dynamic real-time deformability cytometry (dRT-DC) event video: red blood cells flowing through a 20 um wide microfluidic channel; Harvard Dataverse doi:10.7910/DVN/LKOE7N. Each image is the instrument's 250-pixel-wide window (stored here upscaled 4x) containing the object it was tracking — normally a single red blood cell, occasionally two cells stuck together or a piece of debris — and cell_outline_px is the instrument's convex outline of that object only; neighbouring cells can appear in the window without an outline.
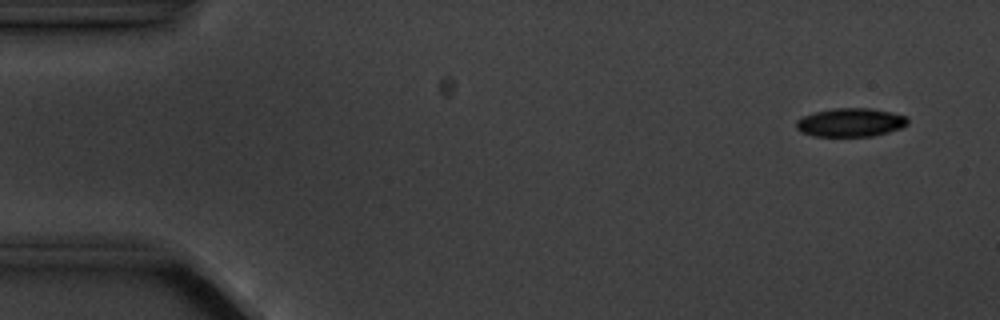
{"species": "common noctule bat (a hibernating species)", "species_latin": "Nyctalus noctula", "temperature_condition": "cold", "stored_images_in_passage": 5, "camera_frame_rate_fps": 3000, "um_per_image_px": 0.085, "animal": {"sex": "male", "body_mass_g": 20.1, "forearm_length_mm": 53.5}, "frame": {"image": 1, "passage_image": 2, "time_ms": 1.0, "image_size_px": [1000, 320], "cell_outline_px": [[908, 124], [900, 128], [888, 132], [872, 136], [812, 136], [800, 132], [796, 128], [796, 120], [804, 116], [816, 112], [836, 108], [872, 108], [892, 112], [908, 116]], "centroid_in_image_um": [72.31, 10.41], "position_along_channel_um": 12.7, "area_um2": 18.61}}